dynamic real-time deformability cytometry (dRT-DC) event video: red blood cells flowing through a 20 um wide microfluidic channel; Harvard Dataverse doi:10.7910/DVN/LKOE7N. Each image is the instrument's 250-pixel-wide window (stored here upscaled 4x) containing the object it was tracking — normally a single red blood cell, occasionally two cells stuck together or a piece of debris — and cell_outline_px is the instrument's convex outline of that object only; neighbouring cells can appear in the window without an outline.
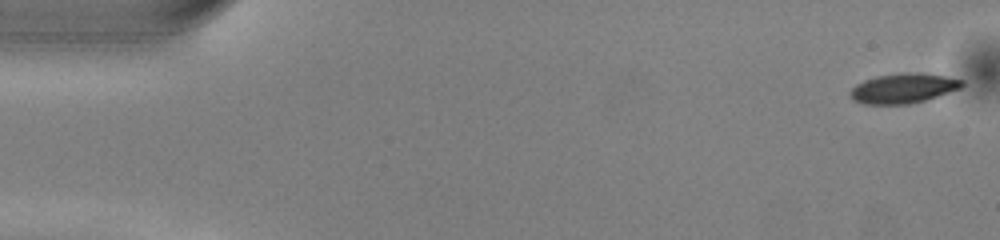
{"species": "common noctule bat (a hibernating species)", "species_latin": "Nyctalus noctula", "temperature_condition": "warm", "stored_images_in_passage": 51, "camera_frame_rate_fps": 3000, "um_per_image_px": 0.085, "animal": {"sex": "male", "body_mass_g": 13.0, "forearm_length_mm": 53.1}, "frame": {"image": 1, "passage_image": 1, "time_ms": 0.0, "image_size_px": [1000, 240], "cell_outline_px": [[964, 84], [960, 88], [924, 100], [908, 104], [864, 104], [852, 100], [848, 92], [856, 84], [864, 80], [876, 76], [904, 72], [920, 72], [944, 76], [964, 80]], "centroid_in_image_um": [76.74, 7.49], "position_along_channel_um": 8.3, "area_um2": 19.42}}
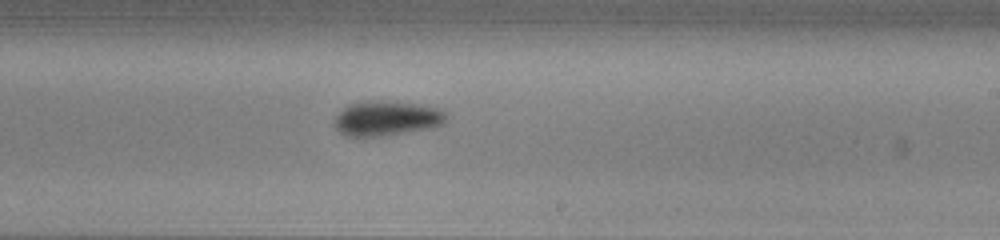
{"frame": {"image": 2, "passage_image": 30, "time_ms": 9.667, "image_size_px": [1000, 240], "cell_outline_px": [[448, 120], [444, 124], [432, 128], [384, 136], [348, 136], [340, 132], [336, 128], [336, 116], [348, 104], [368, 100], [380, 100], [424, 104], [440, 108], [448, 112]], "centroid_in_image_um": [32.97, 10.04], "position_along_channel_um": 256.0, "area_um2": 23.12}}
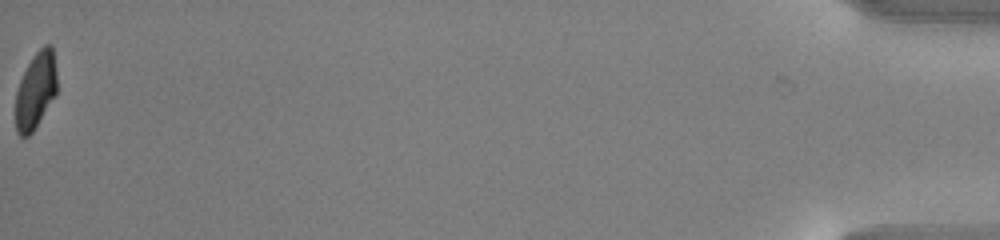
{"frame": {"image": 3, "passage_image": 51, "time_ms": 16.667, "image_size_px": [1000, 240], "cell_outline_px": [[56, 96], [32, 132], [28, 136], [20, 136], [16, 132], [16, 92], [20, 80], [32, 56], [44, 44], [52, 44], [56, 72]], "centroid_in_image_um": [3.04, 7.68], "position_along_channel_um": 432.2, "area_um2": 18.44}, "authors_computed_cell_mechanics": {"area_um2": 21.2704, "velocity_mm_per_s": 4.0277, "shape_relaxation_time_tau1_ms": 1.8055, "shape_relaxation_time_tau2_ms": null, "deformation_change_tau1": 0.1195, "deformation_change_tau2": null}}